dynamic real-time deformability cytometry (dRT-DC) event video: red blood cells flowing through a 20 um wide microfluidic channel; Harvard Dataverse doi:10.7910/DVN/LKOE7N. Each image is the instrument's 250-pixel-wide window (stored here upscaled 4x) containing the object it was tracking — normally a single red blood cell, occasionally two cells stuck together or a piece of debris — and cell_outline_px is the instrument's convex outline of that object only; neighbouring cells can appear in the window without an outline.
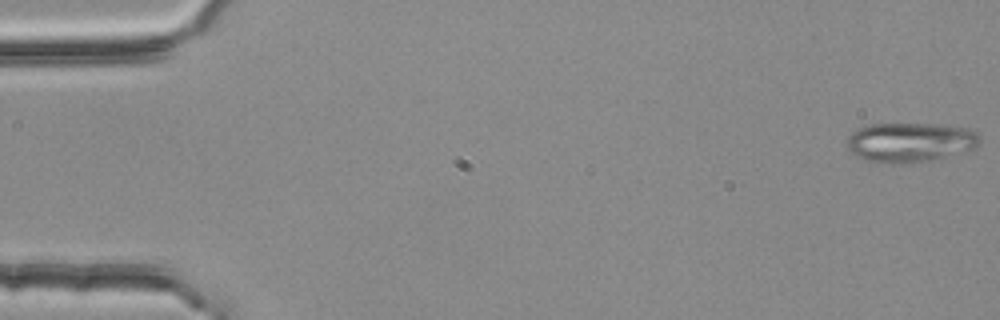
{"species": "common noctule bat (a hibernating species)", "species_latin": "Nyctalus noctula", "temperature_condition": "room temperature", "stored_images_in_passage": 4, "camera_frame_rate_fps": 3000, "um_per_image_px": 0.085, "animal": {"sex": "female", "body_mass_g": 25.1}, "frame": {"image": 1, "passage_image": 1, "time_ms": 0.0, "image_size_px": [1000, 320], "cell_outline_px": [[980, 140], [976, 148], [912, 164], [892, 164], [864, 160], [852, 156], [848, 152], [848, 136], [856, 128], [868, 124], [936, 124], [968, 128], [976, 132], [980, 136]], "centroid_in_image_um": [77.3, 12.1], "position_along_channel_um": 7.7, "area_um2": 30.92}}